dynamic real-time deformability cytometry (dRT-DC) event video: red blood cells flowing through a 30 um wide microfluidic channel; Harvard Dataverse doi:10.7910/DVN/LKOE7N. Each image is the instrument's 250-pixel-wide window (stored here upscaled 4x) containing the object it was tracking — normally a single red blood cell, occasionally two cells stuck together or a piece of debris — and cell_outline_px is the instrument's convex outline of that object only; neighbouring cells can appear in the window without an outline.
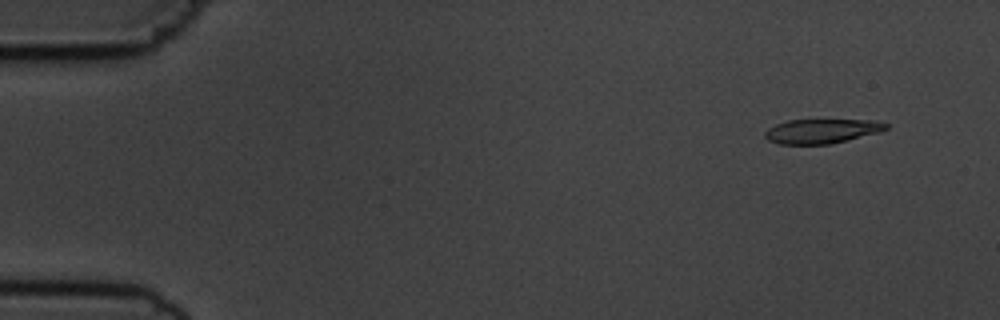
{"species": "common noctule bat (a hibernating species)", "species_latin": "Nyctalus noctula", "temperature_condition": "cold", "stored_images_in_passage": 4, "camera_frame_rate_fps": 3000, "um_per_image_px": 0.085, "animal": {"sex": "male", "body_mass_g": 19.5, "forearm_length_mm": 54.6}, "frame": {"image": 1, "passage_image": 2, "time_ms": 1.0, "image_size_px": [1000, 320], "cell_outline_px": [[888, 128], [880, 132], [828, 144], [780, 144], [768, 140], [764, 136], [764, 132], [768, 128], [776, 124], [788, 120], [876, 120], [888, 124]], "centroid_in_image_um": [69.83, 11.14], "position_along_channel_um": 15.2, "area_um2": 17.11}}